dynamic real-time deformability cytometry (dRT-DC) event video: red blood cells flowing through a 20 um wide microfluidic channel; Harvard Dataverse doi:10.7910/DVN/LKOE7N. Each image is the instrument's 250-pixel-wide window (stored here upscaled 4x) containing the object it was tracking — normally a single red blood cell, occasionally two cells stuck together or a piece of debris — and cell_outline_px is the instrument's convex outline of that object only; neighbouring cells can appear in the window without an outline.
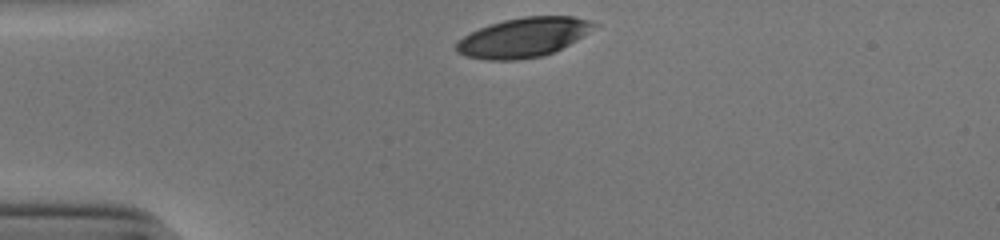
{"species": "human", "species_latin": "Homo sapiens", "temperature_condition": "cold", "stored_images_in_passage": 30, "camera_frame_rate_fps": 3000, "um_per_image_px": 0.085, "donor": {"sex": "male"}, "frame": {"image": 1, "passage_image": 1, "time_ms": 0.0, "image_size_px": [1000, 240], "cell_outline_px": [[600, 24], [576, 40], [544, 56], [520, 60], [484, 60], [464, 56], [456, 52], [456, 44], [464, 36], [480, 28], [504, 20], [524, 16], [572, 16], [588, 20]], "centroid_in_image_um": [44.48, 3.19], "position_along_channel_um": 40.5, "area_um2": 31.5}}
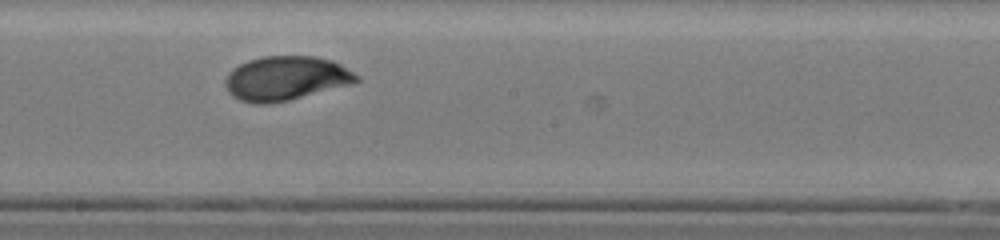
{"frame": {"image": 2, "passage_image": 18, "time_ms": 5.667, "image_size_px": [1000, 240], "cell_outline_px": [[360, 80], [352, 84], [288, 100], [268, 104], [256, 104], [240, 100], [232, 96], [228, 92], [224, 84], [224, 80], [228, 72], [232, 68], [248, 60], [264, 56], [316, 56], [332, 60], [340, 64], [360, 76]], "centroid_in_image_um": [24.28, 6.65], "position_along_channel_um": 223.9, "area_um2": 33.99}}
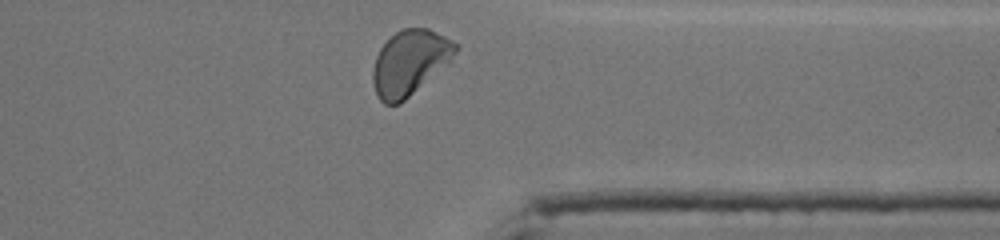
{"frame": {"image": 3, "passage_image": 30, "time_ms": 9.667, "image_size_px": [1000, 240], "cell_outline_px": [[460, 48], [452, 60], [448, 64], [400, 104], [384, 104], [380, 100], [376, 92], [372, 80], [372, 68], [376, 56], [380, 48], [396, 32], [404, 28], [428, 28], [460, 44]], "centroid_in_image_um": [34.86, 5.32], "position_along_channel_um": 376.5, "area_um2": 31.44}, "authors_computed_cell_mechanics": {"area_um2": 32.9171, "velocity_mm_per_s": 3.8766, "shape_relaxation_time_tau1_ms": 3.7468, "shape_relaxation_time_tau2_ms": null, "deformation_change_tau1": 0.171, "deformation_change_tau2": null}}